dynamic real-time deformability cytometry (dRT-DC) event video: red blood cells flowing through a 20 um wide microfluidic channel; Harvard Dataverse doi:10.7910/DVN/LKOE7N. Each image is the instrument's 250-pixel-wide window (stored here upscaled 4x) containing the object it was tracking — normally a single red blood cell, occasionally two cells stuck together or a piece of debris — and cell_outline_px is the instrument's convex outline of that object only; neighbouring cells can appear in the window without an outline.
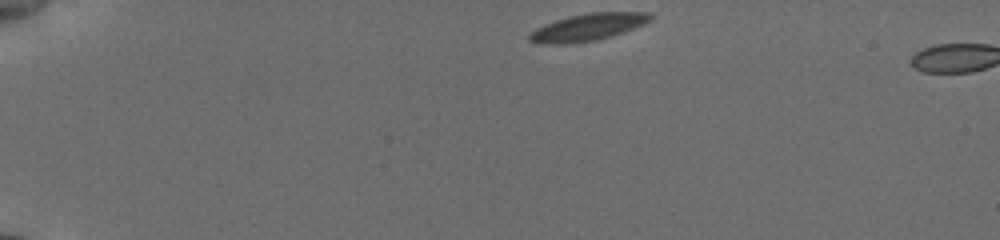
{"species": "common noctule bat (a hibernating species)", "species_latin": "Nyctalus noctula", "temperature_condition": "cold", "stored_images_in_passage": 3, "camera_frame_rate_fps": 3000, "um_per_image_px": 0.085, "animal": {"sex": "female", "body_mass_g": 19.5, "forearm_length_mm": 54.1}, "frame": {"image": 1, "passage_image": 1, "time_ms": 0.0, "image_size_px": [1000, 240], "cell_outline_px": [[652, 20], [612, 36], [596, 40], [568, 44], [540, 44], [528, 40], [528, 32], [544, 24], [556, 20], [588, 12], [648, 12], [652, 16]], "centroid_in_image_um": [49.91, 2.32], "position_along_channel_um": 35.1, "area_um2": 19.07}}